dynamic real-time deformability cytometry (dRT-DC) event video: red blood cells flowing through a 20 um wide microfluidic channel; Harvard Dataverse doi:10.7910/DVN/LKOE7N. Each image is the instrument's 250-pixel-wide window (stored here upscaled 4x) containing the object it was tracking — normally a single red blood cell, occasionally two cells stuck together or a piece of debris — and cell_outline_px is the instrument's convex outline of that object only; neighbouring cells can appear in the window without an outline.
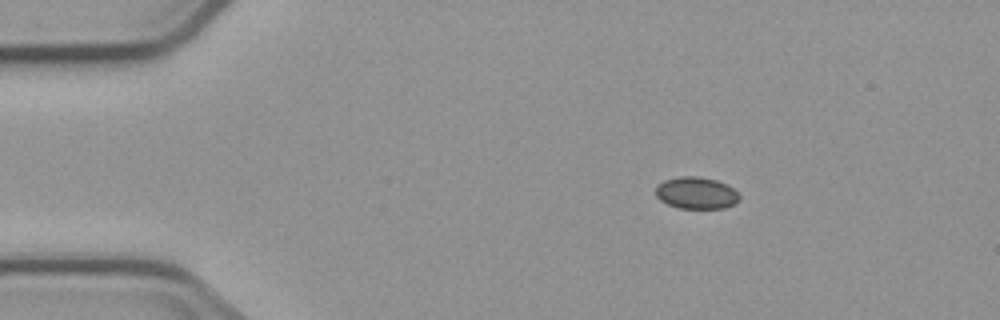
{"species": "common noctule bat (a hibernating species)", "species_latin": "Nyctalus noctula", "temperature_condition": "cold", "stored_images_in_passage": 4, "segment_of_instrument_passage": [1, 2], "camera_frame_rate_fps": 3000, "um_per_image_px": 0.085, "animal": {"sex": "male", "body_mass_g": 23.1, "forearm_length_mm": 52.7}, "frame": {"image": 1, "passage_image": 1, "time_ms": 0.0, "image_size_px": [1000, 320], "cell_outline_px": [[740, 200], [736, 204], [724, 208], [680, 208], [668, 204], [660, 200], [656, 196], [656, 188], [664, 180], [680, 176], [696, 176], [716, 180], [728, 184], [740, 196]], "centroid_in_image_um": [59.21, 16.4], "position_along_channel_um": 25.8, "area_um2": 15.55}}